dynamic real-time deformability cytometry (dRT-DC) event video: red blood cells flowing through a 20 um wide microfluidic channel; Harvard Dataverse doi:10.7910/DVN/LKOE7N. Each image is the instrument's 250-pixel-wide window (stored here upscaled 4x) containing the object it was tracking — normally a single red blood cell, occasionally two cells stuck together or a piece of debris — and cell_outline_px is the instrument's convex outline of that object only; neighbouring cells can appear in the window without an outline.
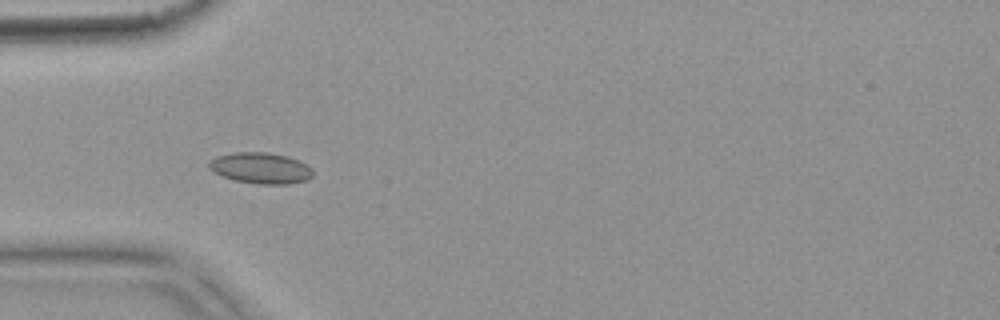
{"species": "common noctule bat (a hibernating species)", "species_latin": "Nyctalus noctula", "temperature_condition": "warm", "stored_images_in_passage": 7, "camera_frame_rate_fps": 3000, "um_per_image_px": 0.085, "animal": {"sex": "female", "body_mass_g": 18.4}, "frame": {"image": 1, "passage_image": 5, "time_ms": 1.333, "image_size_px": [1000, 320], "cell_outline_px": [[312, 176], [308, 180], [288, 184], [256, 184], [236, 180], [212, 172], [208, 168], [208, 160], [216, 156], [236, 152], [264, 152], [288, 156], [300, 160], [308, 164], [312, 168]], "centroid_in_image_um": [22.16, 14.28], "position_along_channel_um": 62.8, "area_um2": 19.02}}